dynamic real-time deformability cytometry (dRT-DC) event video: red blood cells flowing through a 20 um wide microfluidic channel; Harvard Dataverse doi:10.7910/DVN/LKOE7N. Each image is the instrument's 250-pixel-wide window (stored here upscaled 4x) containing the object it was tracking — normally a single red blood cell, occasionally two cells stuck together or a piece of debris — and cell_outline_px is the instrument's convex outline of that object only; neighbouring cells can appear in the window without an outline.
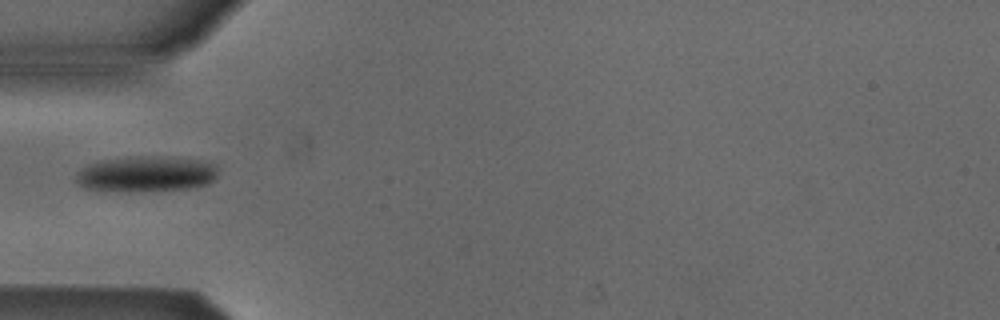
{"species": "Egyptian fruit bat (a non-hibernating species)", "species_latin": "Rousettus aegyptiacus", "temperature_condition": "cold", "stored_images_in_passage": 5, "camera_frame_rate_fps": 3000, "um_per_image_px": 0.085, "animal": {"sex": "male"}, "frame": {"image": 1, "passage_image": 5, "time_ms": 1.333, "image_size_px": [1000, 320], "cell_outline_px": [[216, 176], [208, 184], [188, 188], [128, 192], [88, 188], [80, 184], [76, 180], [76, 176], [84, 168], [92, 164], [108, 160], [196, 160], [216, 164]], "centroid_in_image_um": [12.46, 14.87], "position_along_channel_um": 72.5, "area_um2": 27.17}}